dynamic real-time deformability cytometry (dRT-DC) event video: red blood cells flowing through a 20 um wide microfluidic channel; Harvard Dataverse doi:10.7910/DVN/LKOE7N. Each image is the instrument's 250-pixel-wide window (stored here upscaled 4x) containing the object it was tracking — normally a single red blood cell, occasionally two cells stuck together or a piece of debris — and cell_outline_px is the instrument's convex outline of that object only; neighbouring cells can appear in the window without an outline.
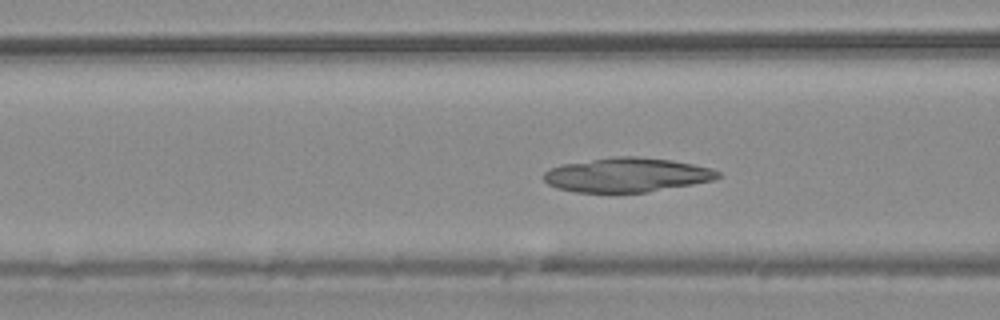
{"species": "common noctule bat (a hibernating species)", "species_latin": "Nyctalus noctula", "temperature_condition": "warm", "stored_images_in_passage": 50, "camera_frame_rate_fps": 3000, "um_per_image_px": 0.085, "animal": {"sex": "male", "body_mass_g": 20.4}, "frame": {"image": 1, "passage_image": 17, "time_ms": 5.333, "image_size_px": [1000, 320], "cell_outline_px": [[720, 176], [716, 180], [648, 192], [576, 192], [556, 188], [548, 184], [544, 180], [544, 172], [552, 168], [564, 164], [612, 156], [636, 156], [672, 160], [692, 164], [708, 168], [720, 172]], "centroid_in_image_um": [53.29, 14.87], "position_along_channel_um": 113.3, "area_um2": 34.68}}
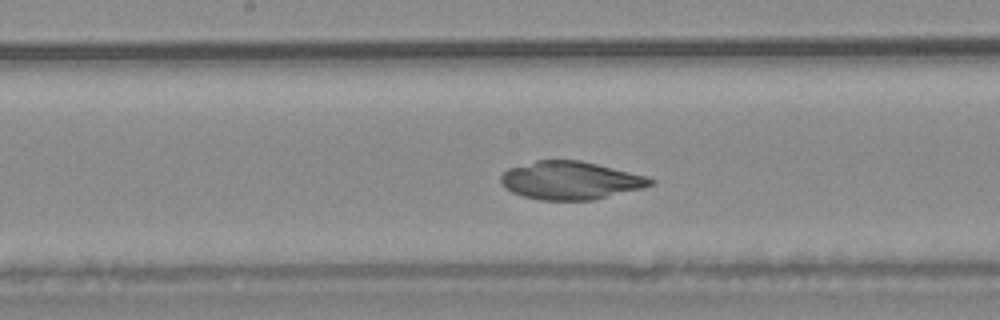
{"frame": {"image": 2, "passage_image": 24, "time_ms": 7.667, "image_size_px": [1000, 320], "cell_outline_px": [[656, 180], [652, 184], [644, 188], [592, 200], [540, 200], [520, 196], [504, 188], [500, 184], [500, 176], [508, 168], [536, 160], [580, 160], [648, 176]], "centroid_in_image_um": [48.47, 15.34], "position_along_channel_um": 199.7, "area_um2": 33.41}}
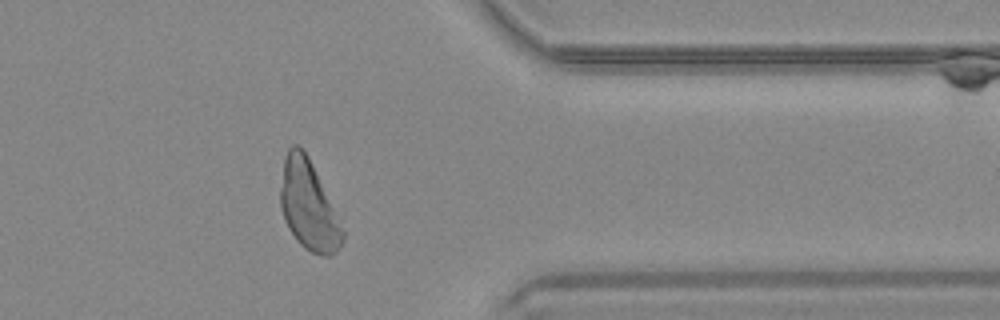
{"frame": {"image": 3, "passage_image": 40, "time_ms": 13.0, "image_size_px": [1000, 320], "cell_outline_px": [[344, 240], [340, 248], [332, 256], [324, 256], [312, 252], [304, 248], [296, 240], [288, 228], [280, 208], [280, 188], [284, 156], [288, 148], [292, 144], [296, 144], [308, 156], [344, 232]], "centroid_in_image_um": [26.19, 17.5], "position_along_channel_um": 385.2, "area_um2": 31.91}}